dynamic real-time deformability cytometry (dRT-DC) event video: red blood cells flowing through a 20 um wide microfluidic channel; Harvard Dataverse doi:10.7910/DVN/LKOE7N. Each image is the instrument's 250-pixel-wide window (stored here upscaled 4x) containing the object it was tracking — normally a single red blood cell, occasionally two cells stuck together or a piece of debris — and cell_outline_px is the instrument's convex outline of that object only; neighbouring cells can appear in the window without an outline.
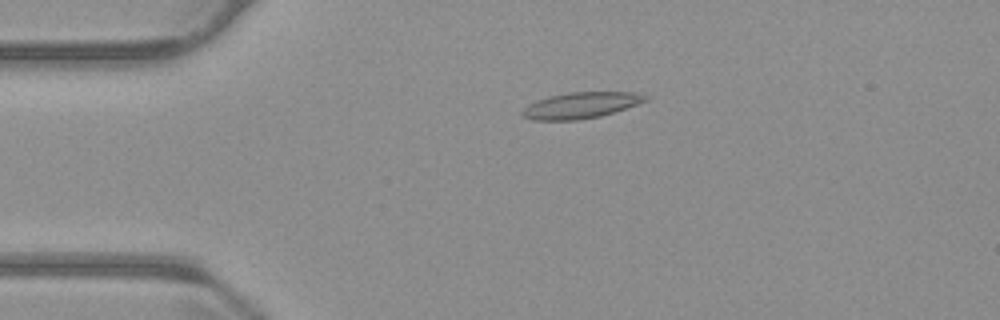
{"species": "common noctule bat (a hibernating species)", "species_latin": "Nyctalus noctula", "temperature_condition": "warm", "stored_images_in_passage": 46, "camera_frame_rate_fps": 3000, "um_per_image_px": 0.085, "animal": {"sex": "male", "body_mass_g": 23.1, "forearm_length_mm": 52.7}, "frame": {"image": 1, "passage_image": 3, "time_ms": 0.667, "image_size_px": [1000, 320], "cell_outline_px": [[652, 96], [648, 100], [600, 116], [576, 120], [532, 120], [524, 116], [520, 112], [528, 104], [536, 100], [548, 96], [568, 92], [632, 92]], "centroid_in_image_um": [49.35, 8.94], "position_along_channel_um": 35.6, "area_um2": 18.67}}
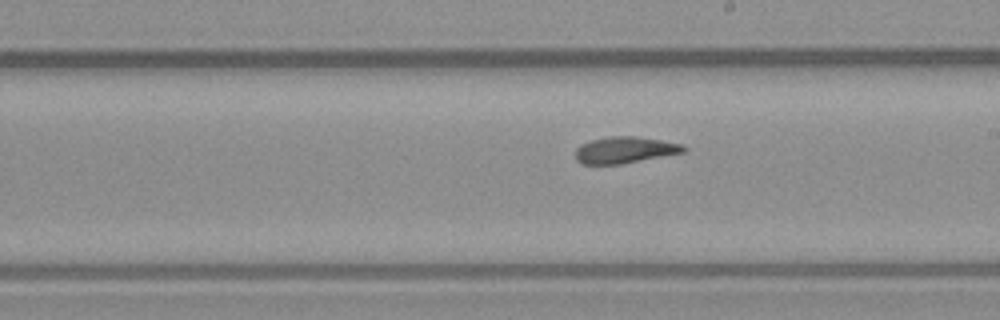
{"frame": {"image": 2, "passage_image": 22, "time_ms": 7.0, "image_size_px": [1000, 320], "cell_outline_px": [[688, 148], [684, 152], [620, 164], [580, 164], [576, 160], [576, 148], [580, 144], [592, 140], [608, 136], [636, 136], [684, 144]], "centroid_in_image_um": [53.1, 12.74], "position_along_channel_um": 235.9, "area_um2": 16.7}}
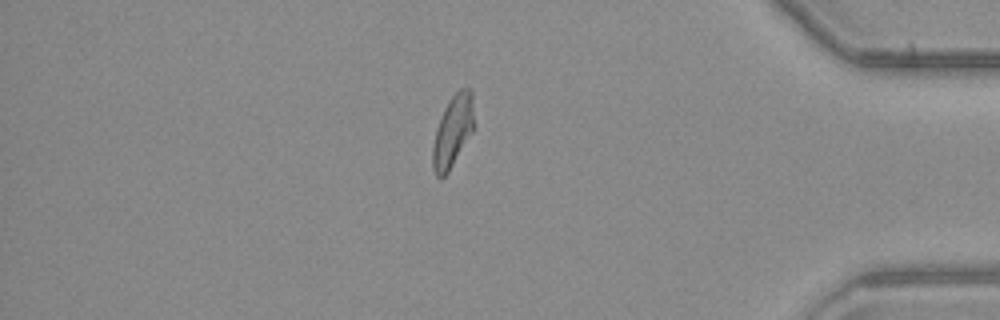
{"frame": {"image": 3, "passage_image": 38, "time_ms": 12.333, "image_size_px": [1000, 320], "cell_outline_px": [[472, 132], [448, 172], [440, 180], [436, 176], [432, 168], [432, 148], [436, 128], [444, 108], [448, 100], [460, 88], [472, 88]], "centroid_in_image_um": [38.44, 11.17], "position_along_channel_um": 396.8, "area_um2": 17.05}, "authors_computed_cell_mechanics": {"area_um2": 17.1666, "velocity_mm_per_s": 3.7221, "shape_relaxation_time_tau1_ms": null, "shape_relaxation_time_tau2_ms": 3.4776, "deformation_change_tau1": null, "deformation_change_tau2": 0.1107}}